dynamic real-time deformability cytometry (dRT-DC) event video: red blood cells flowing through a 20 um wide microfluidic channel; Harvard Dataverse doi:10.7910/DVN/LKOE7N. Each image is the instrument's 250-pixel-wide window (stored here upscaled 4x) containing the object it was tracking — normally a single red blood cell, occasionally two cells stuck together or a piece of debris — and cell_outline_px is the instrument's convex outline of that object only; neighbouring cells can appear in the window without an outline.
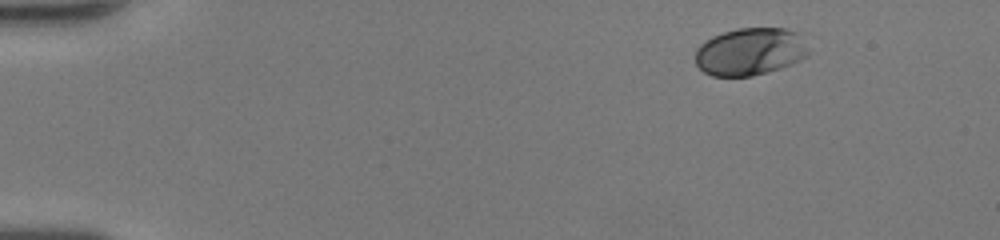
{"species": "human", "species_latin": "Homo sapiens", "temperature_condition": "room temperature", "stored_images_in_passage": 44, "camera_frame_rate_fps": 3000, "um_per_image_px": 0.085, "donor": {"sex": "female"}, "frame": {"image": 1, "passage_image": 1, "time_ms": 0.0, "image_size_px": [1000, 240], "cell_outline_px": [[808, 56], [800, 60], [752, 76], [712, 76], [704, 72], [696, 64], [696, 48], [700, 44], [712, 36], [724, 32], [740, 28], [784, 28], [796, 32], [808, 52]], "centroid_in_image_um": [63.69, 4.38], "position_along_channel_um": 21.3, "area_um2": 30.75}}
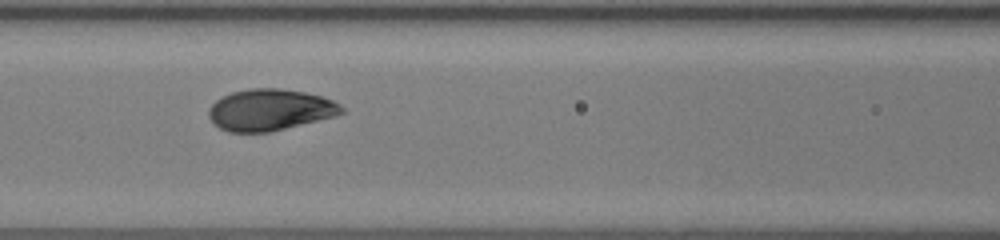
{"frame": {"image": 2, "passage_image": 18, "time_ms": 5.667, "image_size_px": [1000, 240], "cell_outline_px": [[344, 112], [336, 116], [268, 132], [228, 132], [220, 128], [208, 116], [208, 108], [220, 96], [232, 92], [248, 88], [280, 88], [304, 92], [320, 96], [332, 100], [340, 104], [344, 108]], "centroid_in_image_um": [22.93, 9.32], "position_along_channel_um": 143.7, "area_um2": 32.08}}
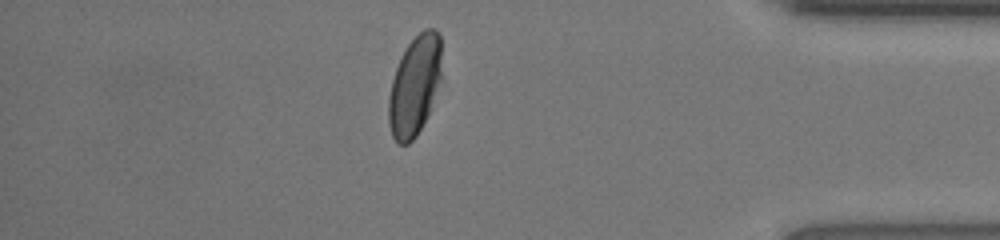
{"frame": {"image": 3, "passage_image": 38, "time_ms": 12.333, "image_size_px": [1000, 240], "cell_outline_px": [[440, 80], [428, 112], [416, 136], [408, 144], [396, 144], [392, 136], [388, 124], [388, 96], [392, 80], [400, 56], [408, 44], [424, 28], [436, 28], [440, 36]], "centroid_in_image_um": [35.21, 7.28], "position_along_channel_um": 400.0, "area_um2": 30.58}, "authors_computed_cell_mechanics": {"area_um2": 32.0212, "velocity_mm_per_s": 4.2799, "shape_relaxation_time_tau1_ms": 2.3598, "shape_relaxation_time_tau2_ms": null, "deformation_change_tau1": 0.1312, "deformation_change_tau2": null}}